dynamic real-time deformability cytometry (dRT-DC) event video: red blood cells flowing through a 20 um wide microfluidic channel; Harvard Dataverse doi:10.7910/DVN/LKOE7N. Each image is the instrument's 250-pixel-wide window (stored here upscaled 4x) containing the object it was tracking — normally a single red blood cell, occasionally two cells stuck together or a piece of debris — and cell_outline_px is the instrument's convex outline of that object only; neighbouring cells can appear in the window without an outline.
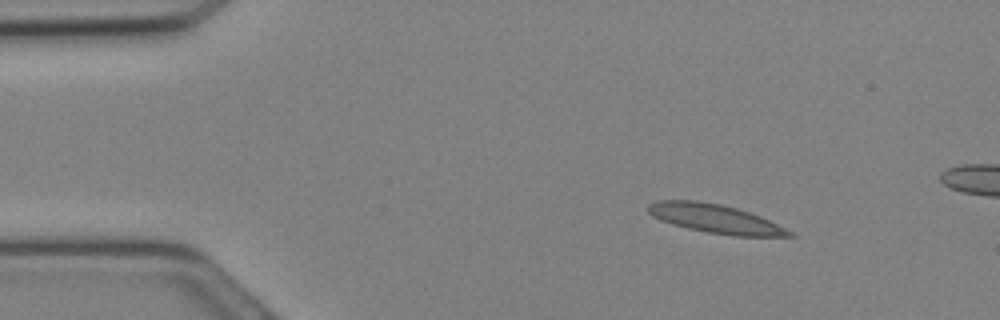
{"species": "Egyptian fruit bat (a non-hibernating species)", "species_latin": "Rousettus aegyptiacus", "temperature_condition": "cold", "stored_images_in_passage": 8, "camera_frame_rate_fps": 3000, "um_per_image_px": 0.085, "animal": {"sex": "female"}, "frame": {"image": 1, "passage_image": 3, "time_ms": 0.667, "image_size_px": [1000, 320], "cell_outline_px": [[796, 236], [736, 236], [708, 232], [688, 228], [672, 224], [660, 220], [652, 216], [648, 212], [648, 204], [656, 200], [696, 200], [720, 204], [736, 208], [760, 216], [792, 232]], "centroid_in_image_um": [60.74, 18.58], "position_along_channel_um": 24.3, "area_um2": 23.41}}